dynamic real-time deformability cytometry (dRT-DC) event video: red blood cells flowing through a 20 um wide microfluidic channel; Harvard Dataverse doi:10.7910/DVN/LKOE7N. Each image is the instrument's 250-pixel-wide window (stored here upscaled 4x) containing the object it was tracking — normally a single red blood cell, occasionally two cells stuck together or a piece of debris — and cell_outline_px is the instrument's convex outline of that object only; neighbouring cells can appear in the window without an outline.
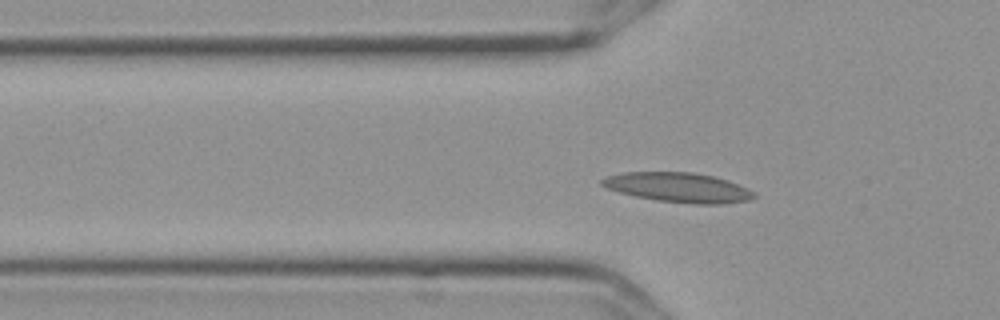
{"species": "Egyptian fruit bat (a non-hibernating species)", "species_latin": "Rousettus aegyptiacus", "temperature_condition": "cold", "stored_images_in_passage": 46, "camera_frame_rate_fps": 3000, "um_per_image_px": 0.085, "frame": {"image": 1, "passage_image": 13, "time_ms": 4.0, "image_size_px": [1000, 320], "cell_outline_px": [[756, 196], [748, 200], [724, 204], [692, 204], [656, 200], [636, 196], [620, 192], [608, 188], [600, 184], [600, 180], [608, 176], [624, 172], [692, 172], [712, 176], [728, 180], [756, 192]], "centroid_in_image_um": [57.68, 15.94], "position_along_channel_um": 68.1, "area_um2": 26.18}}
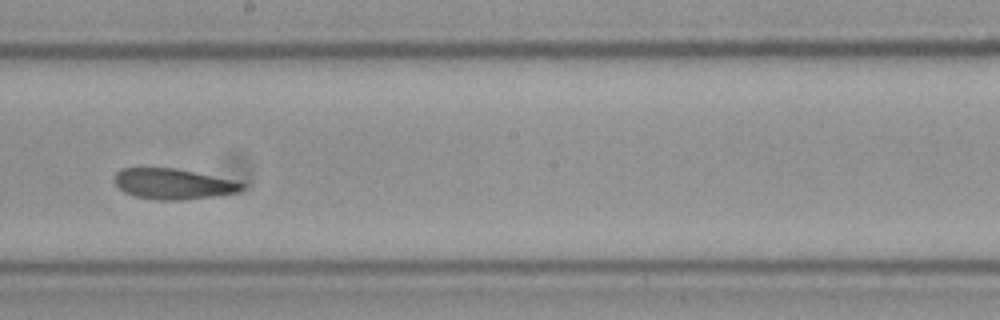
{"frame": {"image": 2, "passage_image": 27, "time_ms": 8.667, "image_size_px": [1000, 320], "cell_outline_px": [[244, 188], [236, 192], [216, 196], [180, 200], [156, 200], [136, 196], [124, 192], [112, 180], [116, 172], [120, 168], [176, 168], [236, 180], [244, 184]], "centroid_in_image_um": [14.71, 15.62], "position_along_channel_um": 233.5, "area_um2": 22.83}}
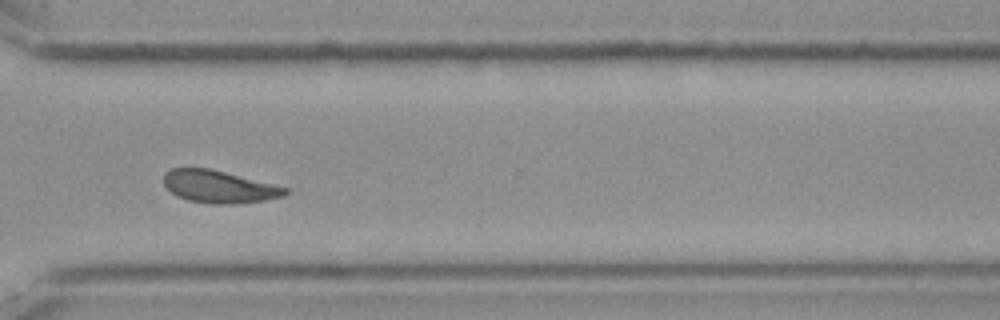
{"frame": {"image": 3, "passage_image": 37, "time_ms": 12.0, "image_size_px": [1000, 320], "cell_outline_px": [[288, 192], [284, 196], [264, 200], [232, 204], [212, 204], [188, 200], [176, 196], [164, 184], [164, 172], [172, 168], [208, 168], [288, 188]], "centroid_in_image_um": [18.58, 15.87], "position_along_channel_um": 352.0, "area_um2": 22.66}, "authors_computed_cell_mechanics": {"area_um2": 22.8888, "velocity_mm_per_s": 3.5549, "shape_relaxation_time_tau1_ms": null, "shape_relaxation_time_tau2_ms": 8.2931, "deformation_change_tau1": null, "deformation_change_tau2": 0.1554}}